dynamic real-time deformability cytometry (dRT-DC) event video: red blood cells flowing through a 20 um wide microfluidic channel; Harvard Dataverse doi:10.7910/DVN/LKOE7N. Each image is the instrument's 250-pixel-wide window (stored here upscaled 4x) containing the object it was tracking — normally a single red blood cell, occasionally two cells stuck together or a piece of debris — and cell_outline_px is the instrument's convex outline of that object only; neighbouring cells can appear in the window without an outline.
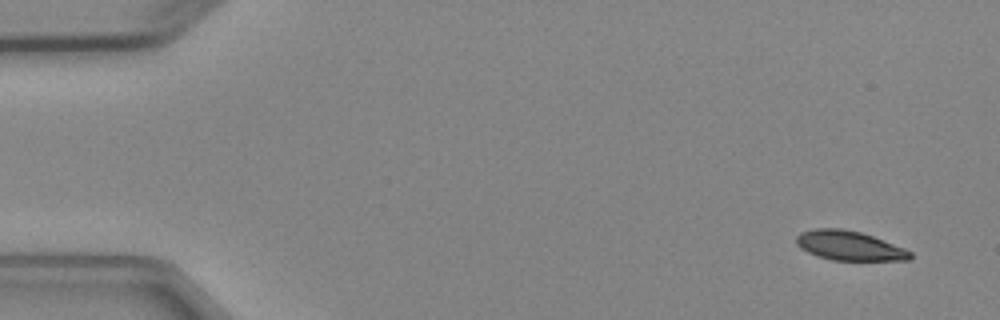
{"species": "Egyptian fruit bat (a non-hibernating species)", "species_latin": "Rousettus aegyptiacus", "temperature_condition": "cold", "stored_images_in_passage": 6, "segment_of_instrument_passage": [2, 2], "camera_frame_rate_fps": 3000, "um_per_image_px": 0.085, "animal": {"sex": "female"}, "frame": {"image": 1, "passage_image": 6, "time_ms": 6.0, "image_size_px": [1000, 320], "cell_outline_px": [[912, 256], [908, 260], [832, 260], [816, 256], [800, 248], [796, 244], [796, 236], [800, 232], [816, 228], [840, 228], [860, 232], [872, 236], [904, 248], [912, 252]], "centroid_in_image_um": [72.15, 20.88], "position_along_channel_um": 12.9, "area_um2": 19.48}}